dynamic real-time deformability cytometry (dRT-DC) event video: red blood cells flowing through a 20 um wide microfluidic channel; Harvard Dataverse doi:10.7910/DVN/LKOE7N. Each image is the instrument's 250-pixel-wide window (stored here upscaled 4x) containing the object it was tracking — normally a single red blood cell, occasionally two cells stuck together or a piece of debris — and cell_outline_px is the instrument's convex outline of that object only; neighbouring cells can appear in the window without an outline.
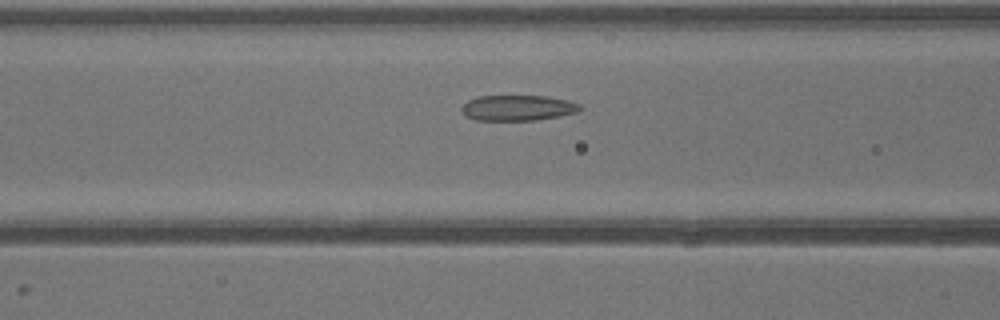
{"species": "common noctule bat (a hibernating species)", "species_latin": "Nyctalus noctula", "temperature_condition": "warm", "stored_images_in_passage": 24, "camera_frame_rate_fps": 3000, "um_per_image_px": 0.085, "animal": {"sex": "male", "body_mass_g": 13.3}, "frame": {"image": 1, "passage_image": 8, "time_ms": 2.333, "image_size_px": [1000, 320], "cell_outline_px": [[580, 108], [576, 112], [560, 116], [536, 120], [476, 120], [468, 116], [460, 108], [468, 100], [476, 96], [548, 96], [568, 100], [580, 104]], "centroid_in_image_um": [44.01, 9.16], "position_along_channel_um": 122.6, "area_um2": 17.51}}
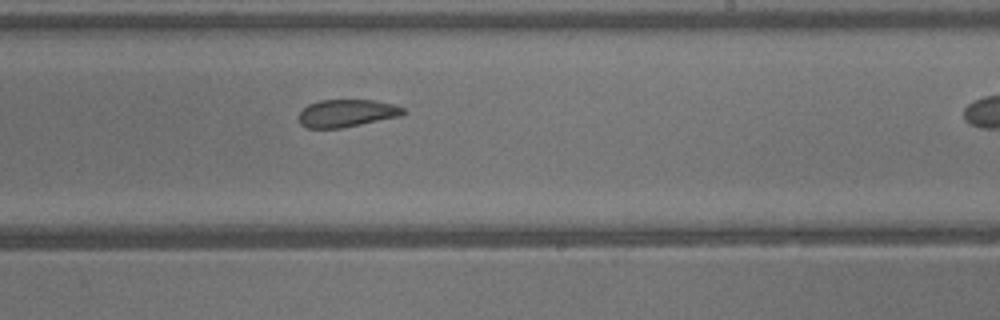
{"frame": {"image": 2, "passage_image": 16, "time_ms": 5.0, "image_size_px": [1000, 320], "cell_outline_px": [[408, 112], [400, 116], [340, 128], [308, 128], [300, 124], [300, 112], [308, 104], [320, 100], [376, 100], [396, 104], [404, 108]], "centroid_in_image_um": [29.52, 9.61], "position_along_channel_um": 259.5, "area_um2": 16.76}}
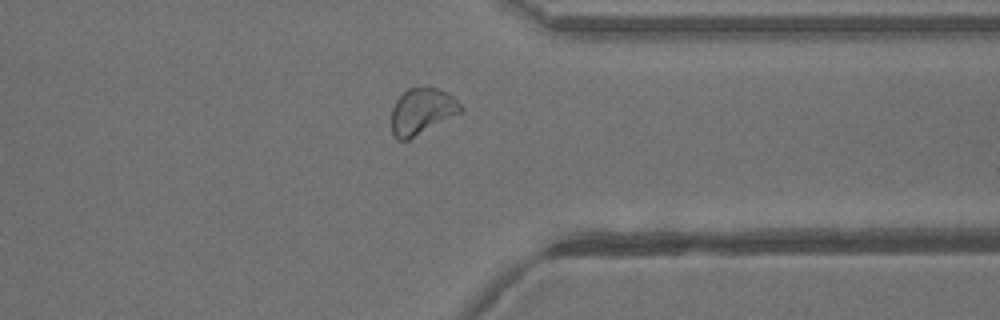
{"frame": {"image": 3, "passage_image": 23, "time_ms": 7.333, "image_size_px": [1000, 320], "cell_outline_px": [[464, 112], [408, 140], [400, 140], [392, 132], [392, 108], [396, 100], [408, 88], [436, 88], [448, 92], [464, 108]], "centroid_in_image_um": [35.9, 9.46], "position_along_channel_um": 375.5, "area_um2": 18.61}}